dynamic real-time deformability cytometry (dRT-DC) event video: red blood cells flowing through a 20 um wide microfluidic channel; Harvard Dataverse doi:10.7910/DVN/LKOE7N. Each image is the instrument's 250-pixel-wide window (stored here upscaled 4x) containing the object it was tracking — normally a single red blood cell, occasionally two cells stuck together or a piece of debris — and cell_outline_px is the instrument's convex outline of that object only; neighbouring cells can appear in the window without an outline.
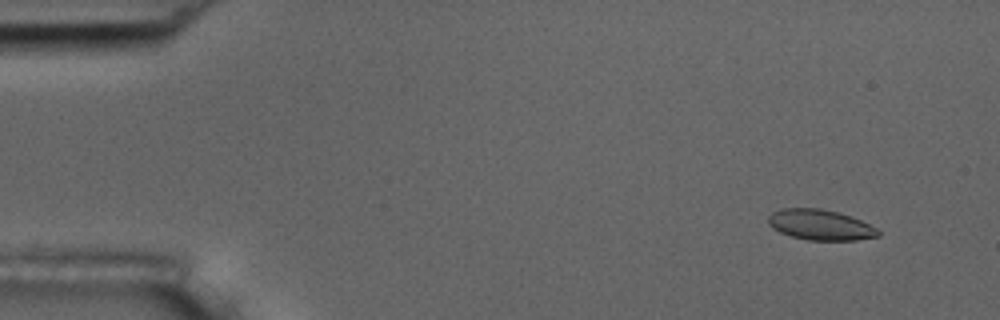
{"species": "common noctule bat (a hibernating species)", "species_latin": "Nyctalus noctula", "temperature_condition": "room temperature", "stored_images_in_passage": 6, "camera_frame_rate_fps": 3000, "um_per_image_px": 0.085, "animal": {"sex": "male", "body_mass_g": 17.5, "forearm_length_mm": 52.3}, "frame": {"image": 1, "passage_image": 2, "time_ms": 1.0, "image_size_px": [1000, 320], "cell_outline_px": [[880, 236], [856, 240], [808, 240], [792, 236], [780, 232], [772, 228], [768, 224], [768, 216], [772, 212], [780, 208], [820, 208], [852, 216], [876, 228], [880, 232]], "centroid_in_image_um": [69.7, 19.11], "position_along_channel_um": 15.3, "area_um2": 19.54}}
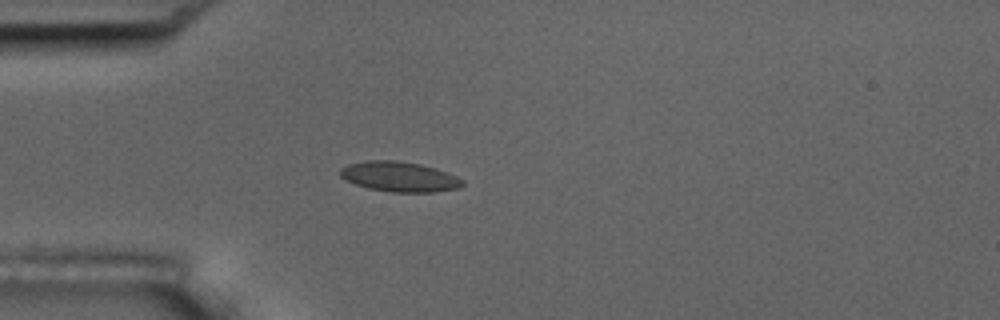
{"frame": {"image": 2, "passage_image": 5, "time_ms": 4.667, "image_size_px": [1000, 320], "cell_outline_px": [[464, 184], [460, 188], [432, 192], [392, 192], [368, 188], [344, 180], [340, 176], [340, 168], [348, 164], [368, 160], [396, 160], [420, 164], [436, 168], [448, 172], [464, 180]], "centroid_in_image_um": [33.96, 15.01], "position_along_channel_um": 51.0, "area_um2": 21.56}}